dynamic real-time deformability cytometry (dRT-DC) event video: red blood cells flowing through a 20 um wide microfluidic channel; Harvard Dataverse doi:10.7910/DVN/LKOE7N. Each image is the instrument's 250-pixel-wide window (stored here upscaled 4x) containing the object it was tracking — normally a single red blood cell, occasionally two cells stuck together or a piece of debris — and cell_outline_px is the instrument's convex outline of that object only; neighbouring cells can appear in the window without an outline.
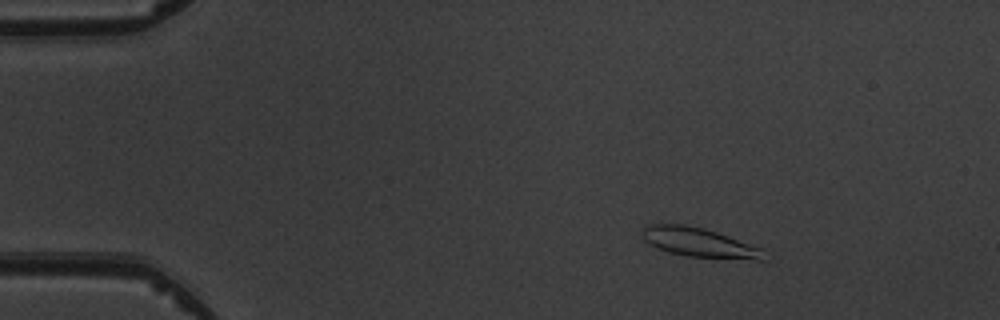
{"species": "common noctule bat (a hibernating species)", "species_latin": "Nyctalus noctula", "temperature_condition": "warm", "stored_images_in_passage": 6, "camera_frame_rate_fps": 3000, "um_per_image_px": 0.085, "animal": {"sex": "male", "body_mass_g": 19.5, "forearm_length_mm": 54.6}, "frame": {"image": 1, "passage_image": 2, "time_ms": 1.333, "image_size_px": [1000, 320], "cell_outline_px": [[768, 260], [756, 260], [688, 256], [668, 252], [656, 248], [648, 244], [644, 240], [640, 232], [644, 224], [684, 224], [704, 228], [764, 248]], "centroid_in_image_um": [59.44, 20.61], "position_along_channel_um": 25.6, "area_um2": 21.21}}
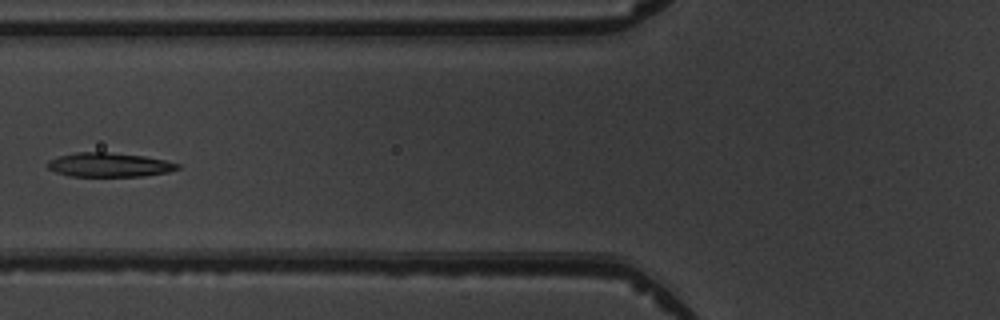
{"frame": {"image": 2, "passage_image": 5, "time_ms": 5.667, "image_size_px": [1000, 320], "cell_outline_px": [[180, 168], [168, 172], [144, 176], [68, 176], [56, 172], [48, 168], [48, 160], [60, 156], [76, 152], [108, 152], [144, 156], [164, 160], [180, 164]], "centroid_in_image_um": [9.29, 14.01], "position_along_channel_um": 116.5, "area_um2": 18.21}}
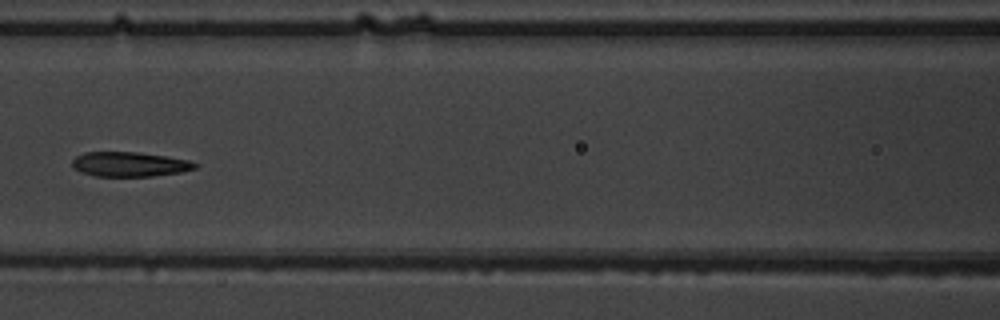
{"frame": {"image": 3, "passage_image": 6, "time_ms": 6.667, "image_size_px": [1000, 320], "cell_outline_px": [[200, 164], [196, 168], [180, 172], [152, 176], [96, 176], [72, 168], [72, 160], [76, 156], [84, 152], [136, 152], [164, 156], [188, 160]], "centroid_in_image_um": [11.01, 13.96], "position_along_channel_um": 155.6, "area_um2": 17.51}}